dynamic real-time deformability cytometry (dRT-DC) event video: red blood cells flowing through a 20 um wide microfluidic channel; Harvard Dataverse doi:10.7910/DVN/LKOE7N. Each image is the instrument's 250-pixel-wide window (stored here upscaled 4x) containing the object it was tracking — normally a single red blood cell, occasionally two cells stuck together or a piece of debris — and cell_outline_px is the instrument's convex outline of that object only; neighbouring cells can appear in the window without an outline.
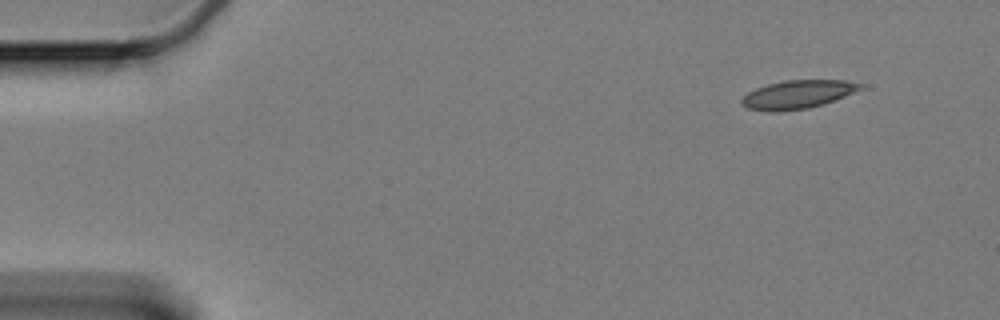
{"species": "Egyptian fruit bat (a non-hibernating species)", "species_latin": "Rousettus aegyptiacus", "temperature_condition": "cold", "stored_images_in_passage": 30, "camera_frame_rate_fps": 3000, "um_per_image_px": 0.085, "animal": {"sex": "female"}, "frame": {"image": 1, "passage_image": 1, "time_ms": 0.0, "image_size_px": [1000, 320], "cell_outline_px": [[864, 84], [860, 88], [844, 96], [808, 108], [748, 108], [740, 104], [740, 100], [748, 92], [756, 88], [768, 84], [784, 80], [844, 80]], "centroid_in_image_um": [67.81, 7.96], "position_along_channel_um": 17.2, "area_um2": 18.38}}
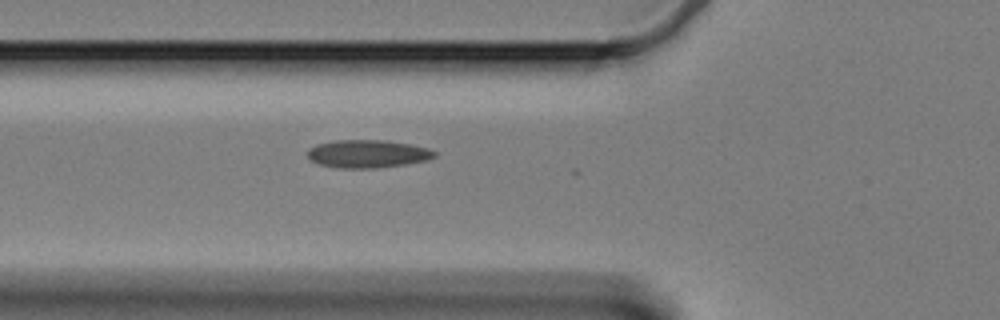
{"frame": {"image": 2, "passage_image": 17, "time_ms": 5.333, "image_size_px": [1000, 320], "cell_outline_px": [[436, 156], [428, 160], [404, 164], [376, 168], [336, 168], [320, 164], [308, 160], [308, 148], [316, 144], [336, 140], [388, 140], [412, 144], [428, 148], [436, 152]], "centroid_in_image_um": [31.24, 13.07], "position_along_channel_um": 94.6, "area_um2": 20.87}}
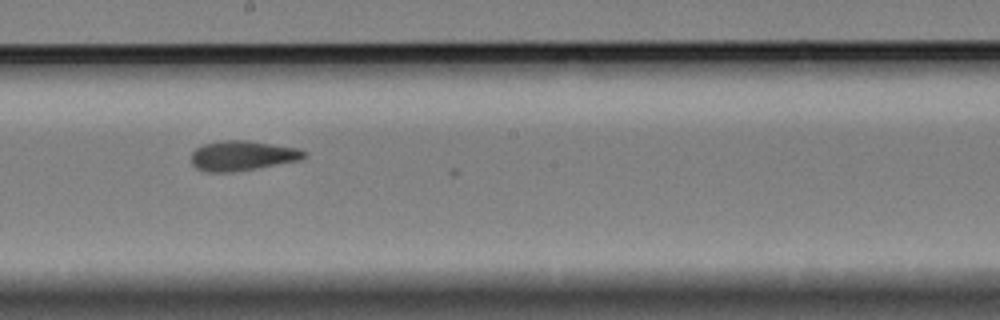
{"frame": {"image": 3, "passage_image": 29, "time_ms": 9.333, "image_size_px": [1000, 320], "cell_outline_px": [[308, 156], [300, 160], [232, 172], [204, 172], [196, 168], [192, 164], [192, 152], [196, 148], [204, 144], [224, 140], [248, 140], [300, 148], [308, 152]], "centroid_in_image_um": [20.63, 13.22], "position_along_channel_um": 227.6, "area_um2": 19.77}}